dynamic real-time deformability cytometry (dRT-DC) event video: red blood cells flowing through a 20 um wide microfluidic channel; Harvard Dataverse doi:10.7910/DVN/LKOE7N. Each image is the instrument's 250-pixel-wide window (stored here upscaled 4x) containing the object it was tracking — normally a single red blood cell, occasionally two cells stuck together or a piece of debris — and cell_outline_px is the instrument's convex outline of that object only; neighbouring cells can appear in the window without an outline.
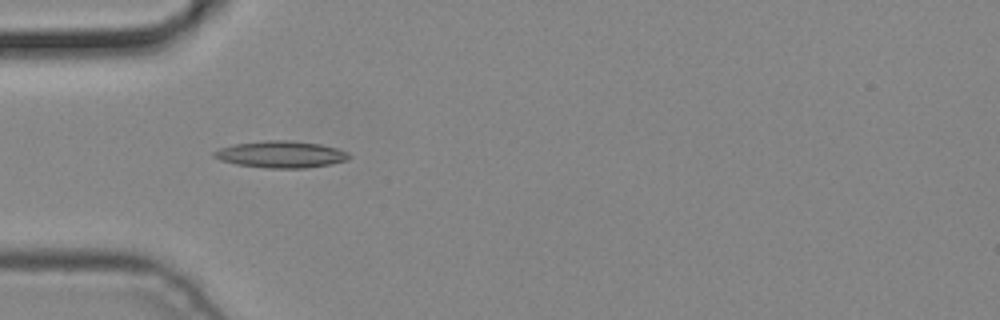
{"species": "common noctule bat (a hibernating species)", "species_latin": "Nyctalus noctula", "temperature_condition": "cold", "stored_images_in_passage": 5, "camera_frame_rate_fps": 3000, "um_per_image_px": 0.085, "animal": {"sex": "male", "body_mass_g": 19.2, "forearm_length_mm": 51.8}, "frame": {"image": 1, "passage_image": 3, "time_ms": 0.667, "image_size_px": [1000, 320], "cell_outline_px": [[352, 156], [348, 160], [332, 164], [304, 168], [264, 168], [236, 164], [220, 160], [212, 156], [212, 152], [220, 148], [236, 144], [264, 140], [292, 140], [320, 144], [336, 148], [348, 152]], "centroid_in_image_um": [23.9, 13.12], "position_along_channel_um": 61.1, "area_um2": 21.21}}
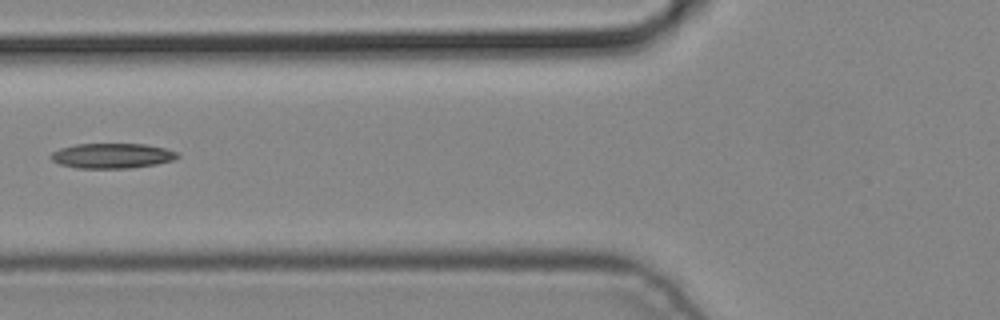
{"frame": {"image": 2, "passage_image": 4, "time_ms": 1.0, "image_size_px": [1000, 320], "cell_outline_px": [[180, 156], [172, 160], [156, 164], [128, 168], [76, 168], [60, 164], [52, 160], [48, 156], [52, 152], [60, 148], [76, 144], [144, 144], [164, 148], [176, 152]], "centroid_in_image_um": [9.48, 13.24], "position_along_channel_um": 116.3, "area_um2": 18.38}}
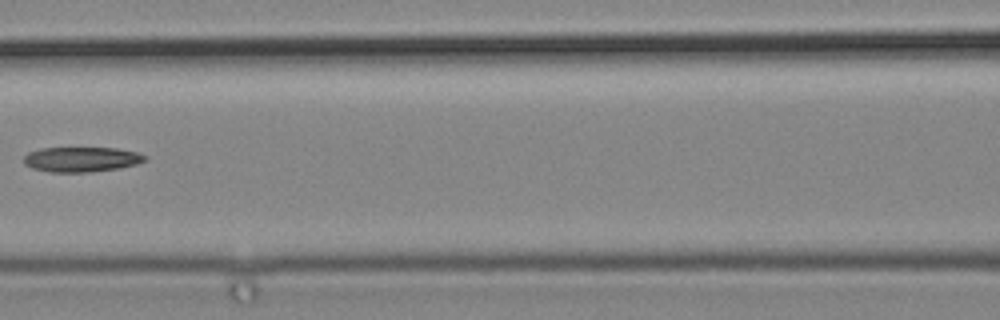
{"frame": {"image": 3, "passage_image": 5, "time_ms": 1.333, "image_size_px": [1000, 320], "cell_outline_px": [[148, 160], [136, 164], [120, 168], [92, 172], [48, 172], [32, 168], [24, 164], [24, 156], [28, 152], [40, 148], [116, 148], [136, 152], [148, 156]], "centroid_in_image_um": [6.93, 13.55], "position_along_channel_um": 159.7, "area_um2": 17.8}}